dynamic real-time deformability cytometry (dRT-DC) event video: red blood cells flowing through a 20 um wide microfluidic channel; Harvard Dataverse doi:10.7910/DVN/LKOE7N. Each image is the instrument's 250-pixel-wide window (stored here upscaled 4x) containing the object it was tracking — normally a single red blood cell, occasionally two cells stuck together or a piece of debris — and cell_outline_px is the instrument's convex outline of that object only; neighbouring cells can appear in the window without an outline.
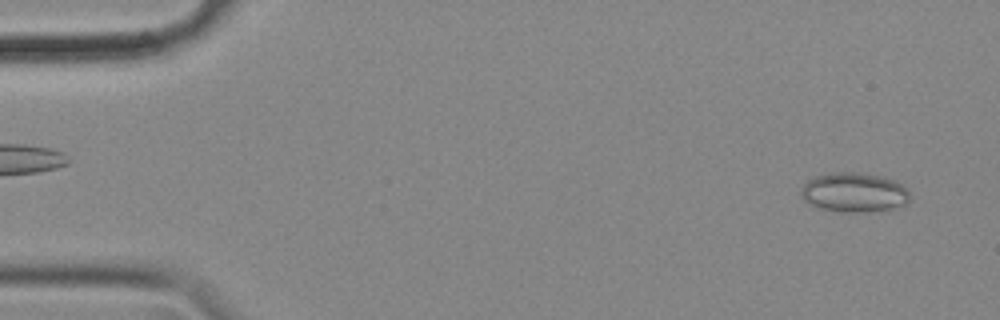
{"species": "common noctule bat (a hibernating species)", "species_latin": "Nyctalus noctula", "temperature_condition": "cold", "stored_images_in_passage": 55, "camera_frame_rate_fps": 3000, "um_per_image_px": 0.085, "animal": {"sex": "female", "body_mass_g": 18.4}, "frame": {"image": 1, "passage_image": 3, "time_ms": 0.667, "image_size_px": [1000, 320], "cell_outline_px": [[908, 204], [892, 208], [864, 212], [844, 212], [824, 208], [812, 204], [804, 200], [800, 196], [800, 188], [808, 180], [816, 176], [832, 172], [856, 172], [884, 176], [896, 180], [908, 188]], "centroid_in_image_um": [72.62, 16.33], "position_along_channel_um": 12.4, "area_um2": 25.09}}
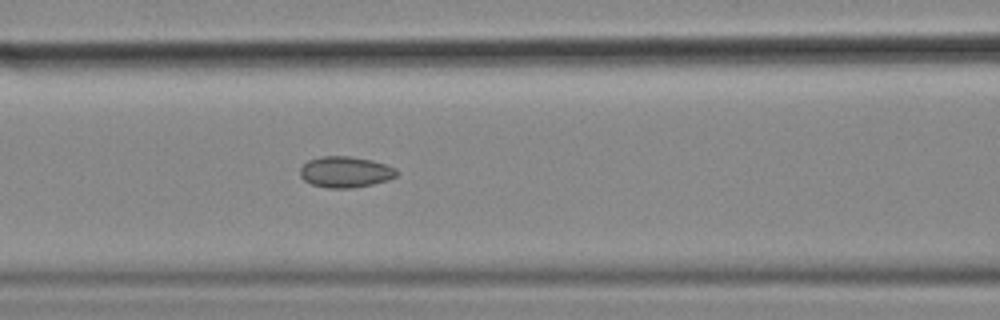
{"frame": {"image": 2, "passage_image": 23, "time_ms": 7.333, "image_size_px": [1000, 320], "cell_outline_px": [[396, 176], [388, 180], [372, 184], [352, 188], [328, 188], [312, 184], [304, 180], [300, 176], [300, 168], [308, 160], [320, 156], [352, 156], [372, 160], [396, 168]], "centroid_in_image_um": [29.34, 14.61], "position_along_channel_um": 137.3, "area_um2": 17.46}}
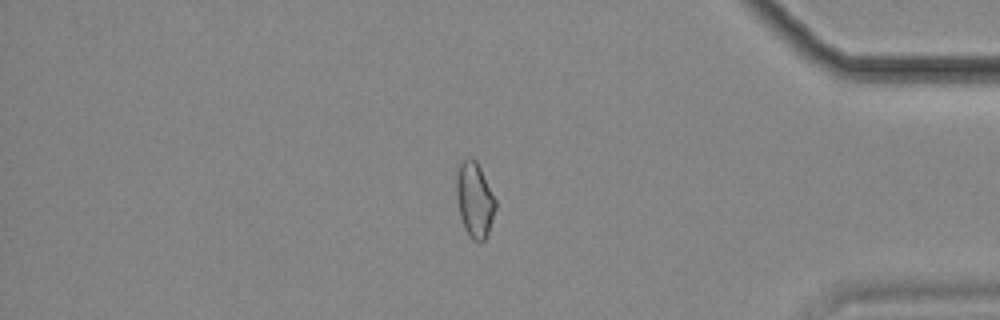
{"frame": {"image": 3, "passage_image": 47, "time_ms": 15.333, "image_size_px": [1000, 320], "cell_outline_px": [[496, 208], [488, 232], [484, 240], [480, 244], [472, 240], [468, 236], [464, 228], [460, 216], [456, 196], [456, 176], [460, 164], [468, 156], [472, 156], [476, 160], [496, 200]], "centroid_in_image_um": [40.33, 17.0], "position_along_channel_um": 394.9, "area_um2": 17.22}, "authors_computed_cell_mechanics": {"area_um2": 17.4556, "velocity_mm_per_s": 3.5802, "shape_relaxation_time_tau1_ms": null, "shape_relaxation_time_tau2_ms": 4.3147, "deformation_change_tau1": null, "deformation_change_tau2": 0.0763}}